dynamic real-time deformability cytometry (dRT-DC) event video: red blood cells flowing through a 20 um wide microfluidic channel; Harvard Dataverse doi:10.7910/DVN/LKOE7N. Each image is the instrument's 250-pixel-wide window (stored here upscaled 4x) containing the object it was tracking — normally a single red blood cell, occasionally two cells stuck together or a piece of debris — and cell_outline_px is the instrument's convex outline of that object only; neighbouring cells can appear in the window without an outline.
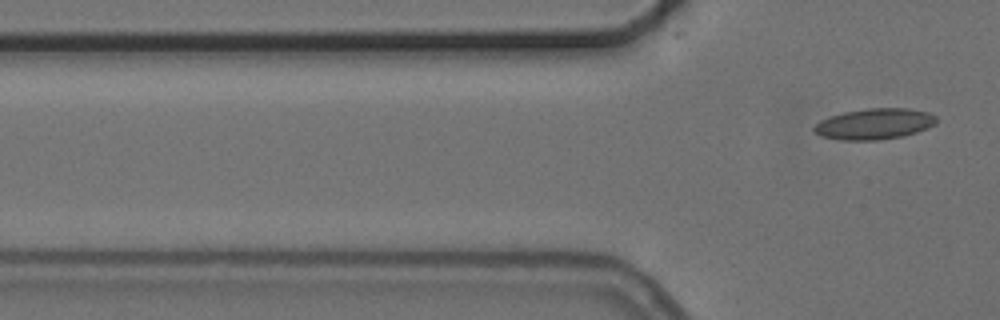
{"species": "common noctule bat (a hibernating species)", "species_latin": "Nyctalus noctula", "temperature_condition": "cold", "stored_images_in_passage": 5, "segment_of_instrument_passage": [2, 2], "camera_frame_rate_fps": 3000, "um_per_image_px": 0.085, "animal": {"sex": "female", "body_mass_g": 24.6, "forearm_length_mm": 56.2}, "frame": {"image": 1, "passage_image": 5, "time_ms": 5.667, "image_size_px": [1000, 320], "cell_outline_px": [[936, 124], [928, 128], [904, 136], [880, 140], [840, 140], [820, 136], [812, 132], [812, 128], [820, 120], [844, 112], [868, 108], [908, 108], [928, 112], [936, 116]], "centroid_in_image_um": [74.32, 10.54], "position_along_channel_um": 51.5, "area_um2": 22.2}}